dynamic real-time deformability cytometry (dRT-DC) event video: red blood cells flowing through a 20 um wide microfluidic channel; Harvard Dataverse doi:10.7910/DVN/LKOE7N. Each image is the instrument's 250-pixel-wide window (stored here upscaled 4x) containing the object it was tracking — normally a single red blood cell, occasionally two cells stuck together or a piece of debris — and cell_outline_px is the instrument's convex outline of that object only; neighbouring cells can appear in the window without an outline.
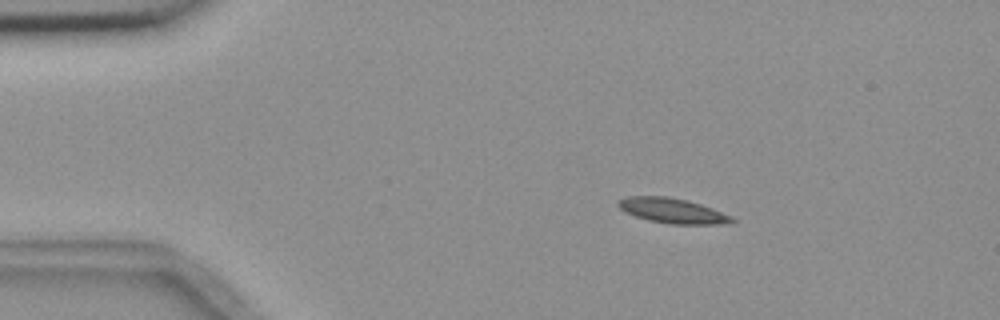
{"species": "common noctule bat (a hibernating species)", "species_latin": "Nyctalus noctula", "temperature_condition": "room temperature", "stored_images_in_passage": 4, "camera_frame_rate_fps": 3000, "um_per_image_px": 0.085, "animal": {"sex": "female", "body_mass_g": 18.4}, "frame": {"image": 1, "passage_image": 1, "time_ms": 0.0, "image_size_px": [1000, 320], "cell_outline_px": [[736, 220], [724, 224], [668, 224], [648, 220], [624, 212], [616, 204], [616, 200], [628, 196], [668, 196], [688, 200], [712, 208], [732, 216]], "centroid_in_image_um": [57.12, 17.9], "position_along_channel_um": 27.9, "area_um2": 16.7}}